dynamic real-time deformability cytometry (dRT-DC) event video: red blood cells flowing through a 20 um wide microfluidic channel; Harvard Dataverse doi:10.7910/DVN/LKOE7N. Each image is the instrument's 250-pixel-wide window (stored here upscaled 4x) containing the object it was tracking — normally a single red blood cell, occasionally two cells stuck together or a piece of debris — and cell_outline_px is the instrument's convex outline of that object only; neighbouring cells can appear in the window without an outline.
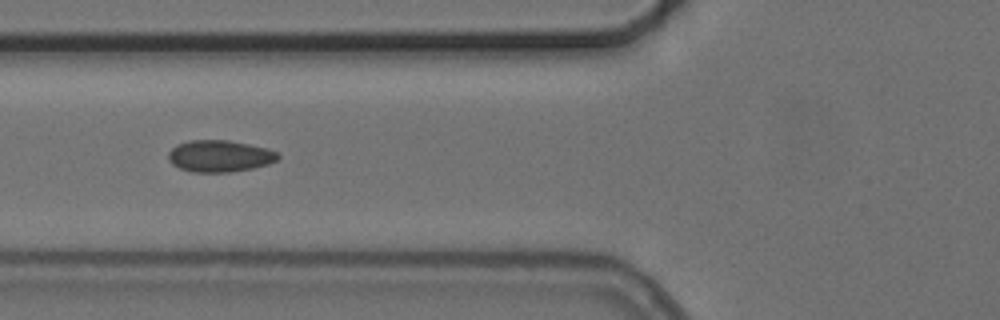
{"species": "common noctule bat (a hibernating species)", "species_latin": "Nyctalus noctula", "temperature_condition": "cold", "stored_images_in_passage": 6, "camera_frame_rate_fps": 3000, "um_per_image_px": 0.085, "animal": {"sex": "female", "body_mass_g": 24.6, "forearm_length_mm": 56.2}, "frame": {"image": 1, "passage_image": 4, "time_ms": 4.333, "image_size_px": [1000, 320], "cell_outline_px": [[280, 156], [276, 160], [268, 164], [252, 168], [232, 172], [192, 172], [180, 168], [172, 164], [168, 160], [168, 152], [176, 144], [188, 140], [228, 140], [268, 148], [280, 152]], "centroid_in_image_um": [18.67, 13.26], "position_along_channel_um": 107.1, "area_um2": 20.46}}
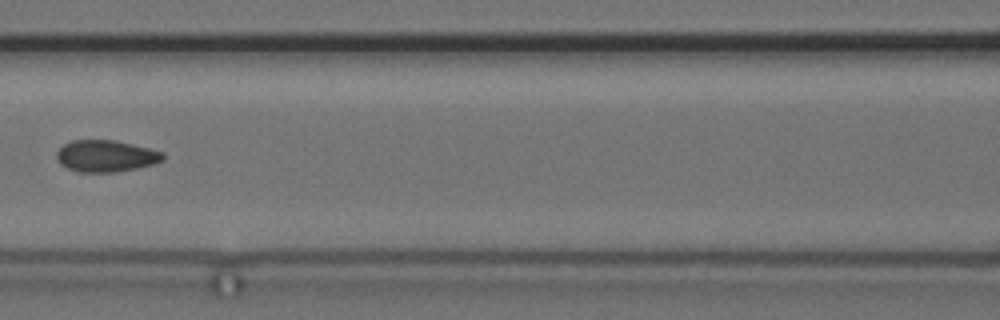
{"frame": {"image": 2, "passage_image": 5, "time_ms": 5.667, "image_size_px": [1000, 320], "cell_outline_px": [[164, 160], [152, 164], [136, 168], [116, 172], [76, 172], [60, 164], [56, 160], [56, 152], [64, 144], [72, 140], [116, 140], [164, 152]], "centroid_in_image_um": [8.98, 13.26], "position_along_channel_um": 157.6, "area_um2": 19.71}}
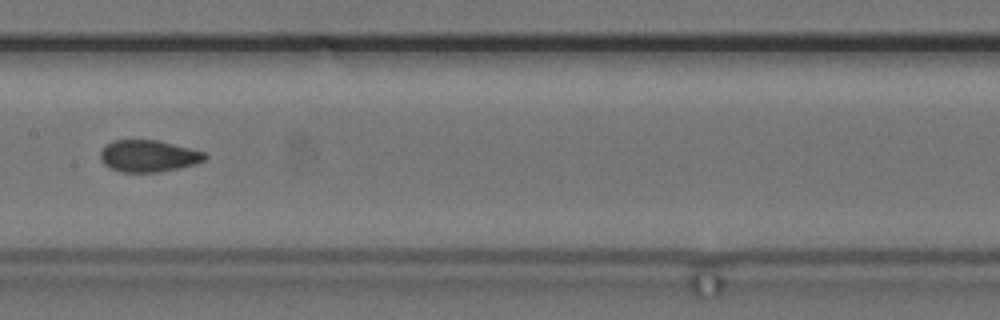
{"frame": {"image": 3, "passage_image": 6, "time_ms": 6.667, "image_size_px": [1000, 320], "cell_outline_px": [[208, 156], [204, 160], [196, 164], [180, 168], [156, 172], [120, 172], [108, 168], [100, 160], [100, 152], [112, 140], [156, 140], [204, 152]], "centroid_in_image_um": [12.59, 13.27], "position_along_channel_um": 194.8, "area_um2": 19.31}}